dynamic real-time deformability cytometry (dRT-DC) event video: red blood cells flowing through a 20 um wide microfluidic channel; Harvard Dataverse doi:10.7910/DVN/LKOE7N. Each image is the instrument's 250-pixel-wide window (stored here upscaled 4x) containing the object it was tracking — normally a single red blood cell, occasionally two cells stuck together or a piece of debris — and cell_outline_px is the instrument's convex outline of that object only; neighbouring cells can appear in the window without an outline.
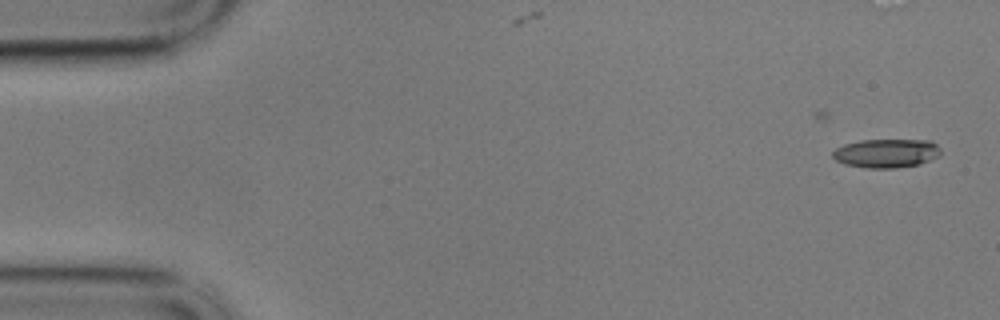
{"species": "common noctule bat (a hibernating species)", "species_latin": "Nyctalus noctula", "temperature_condition": "cold", "stored_images_in_passage": 58, "camera_frame_rate_fps": 3000, "um_per_image_px": 0.085, "animal": {"sex": "male", "body_mass_g": 17.9}, "frame": {"image": 1, "passage_image": 1, "time_ms": 0.0, "image_size_px": [1000, 320], "cell_outline_px": [[940, 156], [920, 164], [896, 168], [864, 168], [844, 164], [836, 160], [832, 156], [832, 152], [836, 148], [844, 144], [860, 140], [932, 140], [940, 148]], "centroid_in_image_um": [75.34, 13.03], "position_along_channel_um": 9.7, "area_um2": 18.32}}
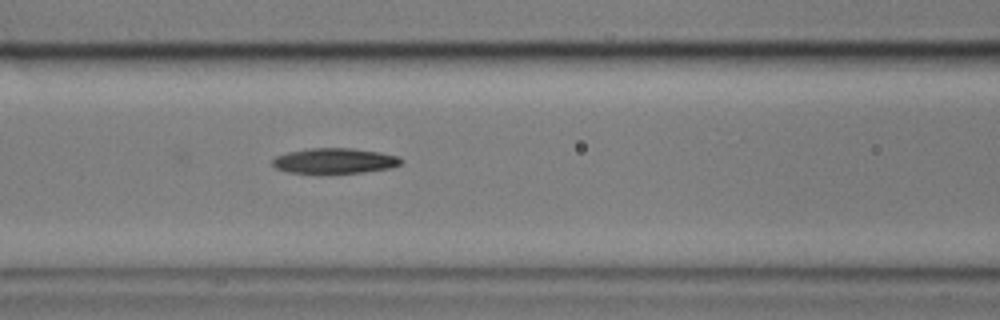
{"frame": {"image": 2, "passage_image": 23, "time_ms": 7.333, "image_size_px": [1000, 320], "cell_outline_px": [[404, 160], [400, 164], [392, 168], [364, 172], [320, 176], [288, 172], [276, 168], [272, 164], [272, 160], [276, 156], [288, 152], [308, 148], [352, 148], [380, 152], [400, 156]], "centroid_in_image_um": [28.44, 13.71], "position_along_channel_um": 138.2, "area_um2": 19.94}}
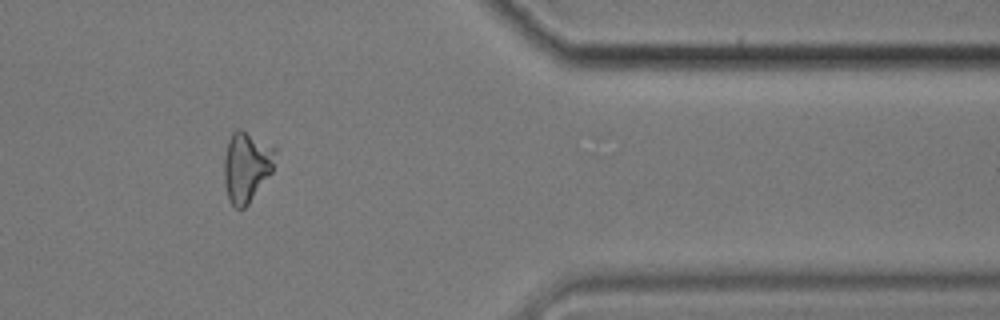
{"frame": {"image": 3, "passage_image": 47, "time_ms": 15.333, "image_size_px": [1000, 320], "cell_outline_px": [[276, 148], [272, 172], [248, 204], [244, 208], [236, 208], [228, 200], [224, 184], [224, 160], [228, 140], [232, 132], [236, 128], [240, 128]], "centroid_in_image_um": [20.93, 14.16], "position_along_channel_um": 390.5, "area_um2": 20.92}, "authors_computed_cell_mechanics": {"area_um2": 19.074, "velocity_mm_per_s": 3.4362, "shape_relaxation_time_tau1_ms": 6.4188, "shape_relaxation_time_tau2_ms": null, "deformation_change_tau1": 0.1445, "deformation_change_tau2": null}}